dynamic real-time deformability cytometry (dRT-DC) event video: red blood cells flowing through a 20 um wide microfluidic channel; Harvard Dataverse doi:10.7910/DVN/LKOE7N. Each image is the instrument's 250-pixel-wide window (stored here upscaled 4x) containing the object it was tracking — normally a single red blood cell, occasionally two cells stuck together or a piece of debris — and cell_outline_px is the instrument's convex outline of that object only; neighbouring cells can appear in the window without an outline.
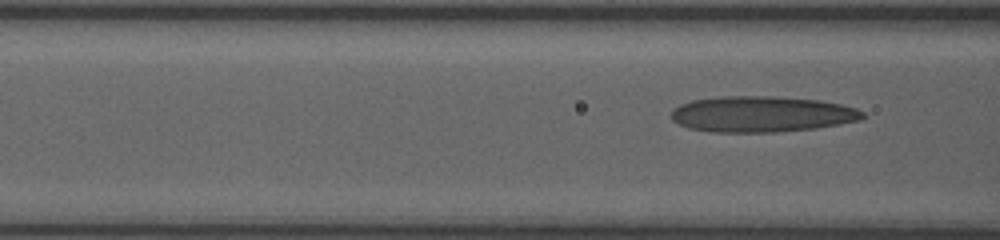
{"species": "human", "species_latin": "Homo sapiens", "temperature_condition": "room temperature", "stored_images_in_passage": 7, "segment_of_instrument_passage": [2, 2], "camera_frame_rate_fps": 3000, "um_per_image_px": 0.085, "donor": {"sex": "female"}, "frame": {"image": 1, "passage_image": 7, "time_ms": 6.0, "image_size_px": [1000, 240], "cell_outline_px": [[868, 116], [860, 120], [840, 124], [816, 128], [776, 132], [712, 132], [688, 128], [672, 120], [672, 112], [680, 104], [692, 100], [720, 96], [772, 96], [820, 100], [840, 104], [856, 108], [864, 112]], "centroid_in_image_um": [64.78, 9.7], "position_along_channel_um": 101.8, "area_um2": 40.17}}